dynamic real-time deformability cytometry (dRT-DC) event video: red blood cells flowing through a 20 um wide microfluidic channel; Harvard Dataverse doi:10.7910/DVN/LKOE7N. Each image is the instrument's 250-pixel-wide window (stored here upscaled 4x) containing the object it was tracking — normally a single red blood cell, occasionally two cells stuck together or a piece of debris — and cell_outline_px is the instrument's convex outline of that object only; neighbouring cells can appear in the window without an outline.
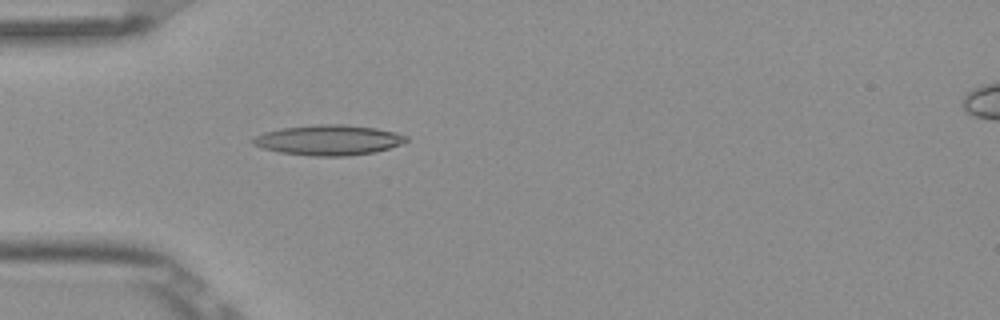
{"species": "Egyptian fruit bat (a non-hibernating species)", "species_latin": "Rousettus aegyptiacus", "temperature_condition": "room temperature", "stored_images_in_passage": 3, "camera_frame_rate_fps": 3000, "um_per_image_px": 0.085, "frame": {"image": 1, "passage_image": 3, "time_ms": 0.667, "image_size_px": [1000, 320], "cell_outline_px": [[408, 140], [400, 144], [376, 152], [344, 156], [312, 156], [280, 152], [264, 148], [252, 144], [252, 140], [256, 136], [264, 132], [280, 128], [316, 124], [344, 124], [376, 128], [396, 132], [408, 136]], "centroid_in_image_um": [27.94, 11.9], "position_along_channel_um": 57.1, "area_um2": 26.99}}